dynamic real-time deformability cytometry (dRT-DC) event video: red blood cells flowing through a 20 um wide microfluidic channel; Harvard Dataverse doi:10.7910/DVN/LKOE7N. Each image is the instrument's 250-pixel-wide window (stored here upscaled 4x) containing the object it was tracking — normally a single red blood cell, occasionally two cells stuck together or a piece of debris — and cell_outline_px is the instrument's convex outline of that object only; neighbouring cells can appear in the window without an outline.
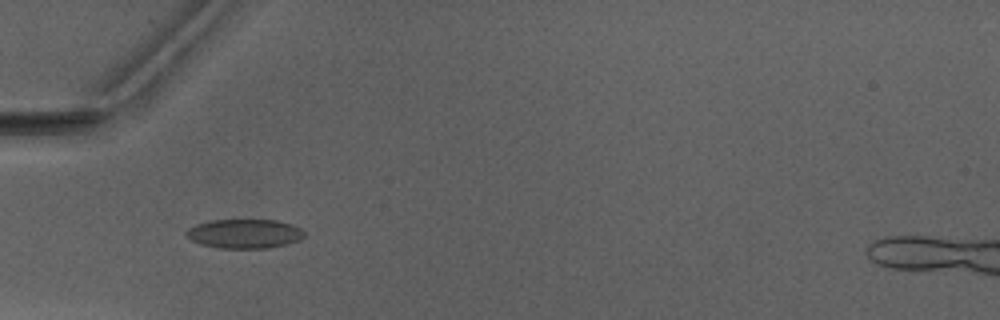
{"species": "Egyptian fruit bat (a non-hibernating species)", "species_latin": "Rousettus aegyptiacus", "temperature_condition": "warm", "stored_images_in_passage": 6, "camera_frame_rate_fps": 3000, "um_per_image_px": 0.085, "animal": {"sex": "male"}, "frame": {"image": 1, "passage_image": 4, "time_ms": 4.667, "image_size_px": [1000, 320], "cell_outline_px": [[304, 236], [300, 240], [288, 244], [268, 248], [220, 248], [200, 244], [184, 236], [184, 232], [188, 228], [196, 224], [212, 220], [276, 220], [292, 224], [300, 228], [304, 232]], "centroid_in_image_um": [20.77, 19.87], "position_along_channel_um": 64.2, "area_um2": 20.23}}
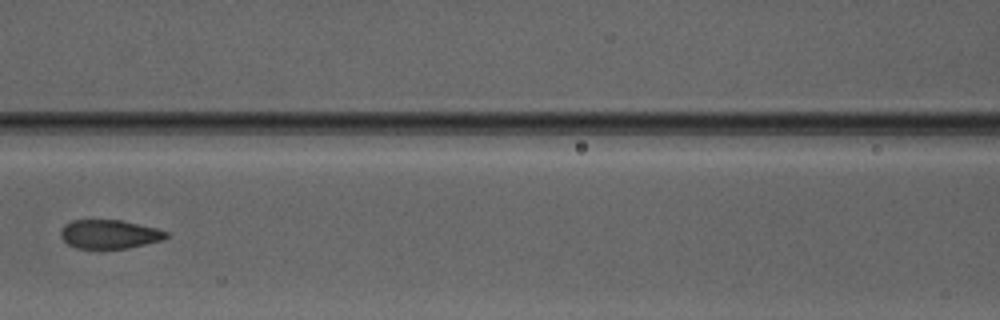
{"frame": {"image": 2, "passage_image": 6, "time_ms": 7.0, "image_size_px": [1000, 320], "cell_outline_px": [[168, 236], [164, 240], [128, 248], [76, 248], [68, 244], [60, 236], [60, 232], [64, 224], [72, 220], [120, 220], [156, 228], [168, 232]], "centroid_in_image_um": [9.3, 19.9], "position_along_channel_um": 157.3, "area_um2": 17.69}}